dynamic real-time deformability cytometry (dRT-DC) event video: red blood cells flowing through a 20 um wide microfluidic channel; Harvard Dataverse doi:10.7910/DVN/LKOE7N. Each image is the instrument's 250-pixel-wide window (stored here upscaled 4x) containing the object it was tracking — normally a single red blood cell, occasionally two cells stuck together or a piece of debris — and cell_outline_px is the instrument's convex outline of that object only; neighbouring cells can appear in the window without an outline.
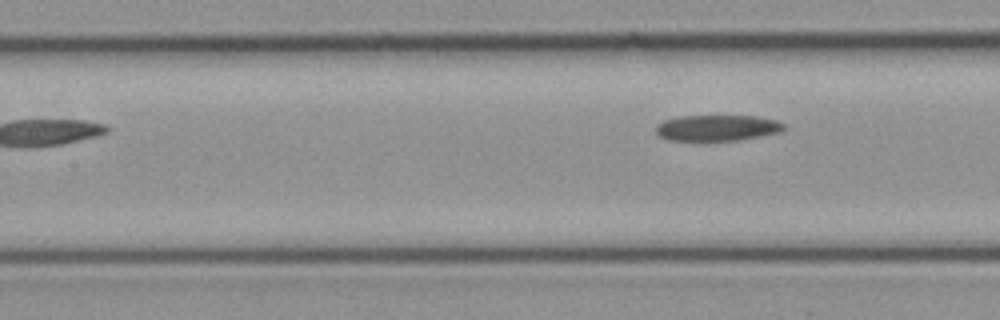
{"species": "common noctule bat (a hibernating species)", "species_latin": "Nyctalus noctula", "temperature_condition": "cold", "stored_images_in_passage": 8, "camera_frame_rate_fps": 3000, "um_per_image_px": 0.085, "animal": {"sex": "female", "body_mass_g": 21.9}, "frame": {"image": 1, "passage_image": 8, "time_ms": 2.333, "image_size_px": [1000, 320], "cell_outline_px": [[784, 128], [780, 132], [740, 140], [704, 144], [668, 140], [660, 136], [656, 132], [656, 124], [664, 120], [680, 116], [756, 116], [776, 120], [784, 124]], "centroid_in_image_um": [60.89, 10.92], "position_along_channel_um": 146.5, "area_um2": 20.29}}